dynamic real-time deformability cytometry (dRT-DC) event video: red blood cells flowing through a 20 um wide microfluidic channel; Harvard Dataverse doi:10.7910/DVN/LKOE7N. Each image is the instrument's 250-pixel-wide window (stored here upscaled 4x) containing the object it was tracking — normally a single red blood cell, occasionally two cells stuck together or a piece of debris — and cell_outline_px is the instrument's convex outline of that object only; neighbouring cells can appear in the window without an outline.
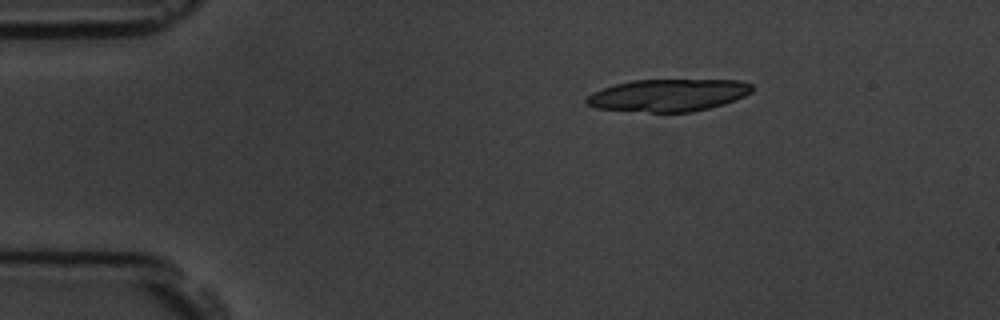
{"species": "common noctule bat (a hibernating species)", "species_latin": "Nyctalus noctula", "temperature_condition": "room temperature", "stored_images_in_passage": 6, "camera_frame_rate_fps": 3000, "um_per_image_px": 0.085, "animal": {"sex": "male", "body_mass_g": 19.5, "forearm_length_mm": 54.6}, "frame": {"image": 1, "passage_image": 3, "time_ms": 2.333, "image_size_px": [1000, 320], "cell_outline_px": [[752, 92], [736, 100], [724, 104], [692, 112], [652, 112], [596, 108], [588, 104], [584, 100], [592, 92], [616, 84], [632, 80], [740, 80], [752, 84]], "centroid_in_image_um": [56.83, 8.09], "position_along_channel_um": 28.2, "area_um2": 31.04}}